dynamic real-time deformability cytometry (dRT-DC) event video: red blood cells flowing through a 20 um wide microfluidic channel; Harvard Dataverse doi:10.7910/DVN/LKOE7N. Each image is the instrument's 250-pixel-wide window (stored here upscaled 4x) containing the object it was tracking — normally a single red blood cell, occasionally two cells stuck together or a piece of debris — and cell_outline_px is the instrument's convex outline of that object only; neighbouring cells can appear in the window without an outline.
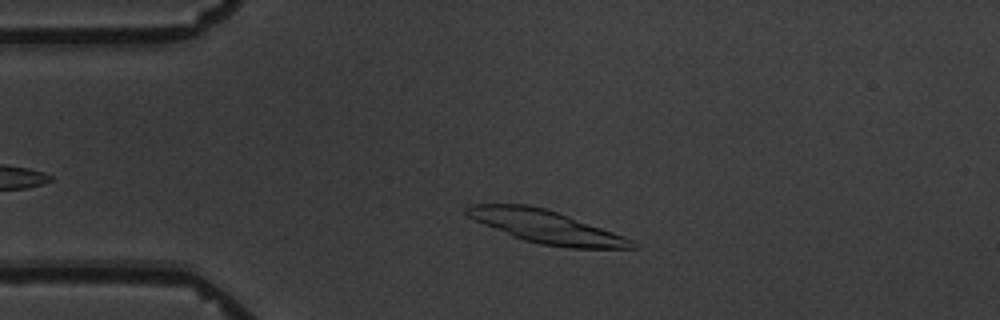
{"species": "common noctule bat (a hibernating species)", "species_latin": "Nyctalus noctula", "temperature_condition": "warm", "stored_images_in_passage": 2, "camera_frame_rate_fps": 3000, "um_per_image_px": 0.085, "animal": {"sex": "male", "body_mass_g": 19.5, "forearm_length_mm": 54.6}, "frame": {"image": 1, "passage_image": 1, "time_ms": 0.0, "image_size_px": [1000, 320], "cell_outline_px": [[640, 248], [568, 248], [540, 244], [524, 240], [512, 236], [484, 224], [468, 216], [464, 212], [464, 208], [468, 204], [528, 204], [544, 208], [568, 216], [636, 240], [640, 244]], "centroid_in_image_um": [46.46, 19.28], "position_along_channel_um": 38.5, "area_um2": 31.56}}